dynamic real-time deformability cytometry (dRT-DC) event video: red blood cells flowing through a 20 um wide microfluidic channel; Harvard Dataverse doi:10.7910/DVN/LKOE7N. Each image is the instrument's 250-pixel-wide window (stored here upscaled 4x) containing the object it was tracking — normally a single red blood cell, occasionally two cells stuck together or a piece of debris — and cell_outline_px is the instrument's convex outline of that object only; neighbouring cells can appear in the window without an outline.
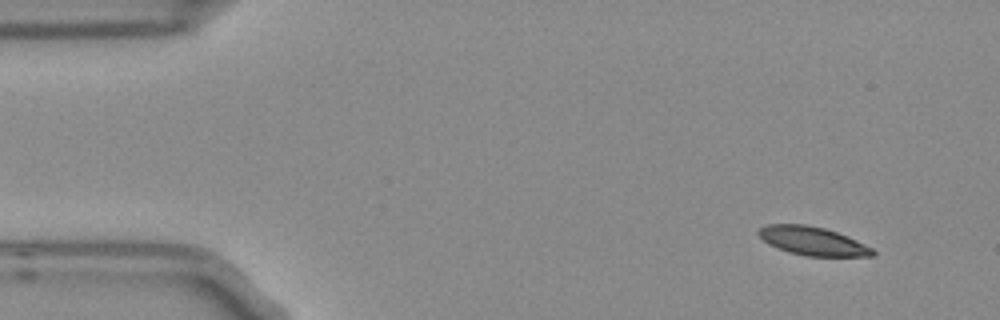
{"species": "Egyptian fruit bat (a non-hibernating species)", "species_latin": "Rousettus aegyptiacus", "temperature_condition": "room temperature", "stored_images_in_passage": 3, "camera_frame_rate_fps": 3000, "um_per_image_px": 0.085, "frame": {"image": 1, "passage_image": 1, "time_ms": 0.0, "image_size_px": [1000, 320], "cell_outline_px": [[876, 252], [872, 256], [804, 256], [788, 252], [776, 248], [768, 244], [756, 232], [760, 228], [768, 224], [804, 224], [824, 228], [836, 232], [856, 240], [872, 248]], "centroid_in_image_um": [69.04, 20.49], "position_along_channel_um": 16.0, "area_um2": 18.9}}